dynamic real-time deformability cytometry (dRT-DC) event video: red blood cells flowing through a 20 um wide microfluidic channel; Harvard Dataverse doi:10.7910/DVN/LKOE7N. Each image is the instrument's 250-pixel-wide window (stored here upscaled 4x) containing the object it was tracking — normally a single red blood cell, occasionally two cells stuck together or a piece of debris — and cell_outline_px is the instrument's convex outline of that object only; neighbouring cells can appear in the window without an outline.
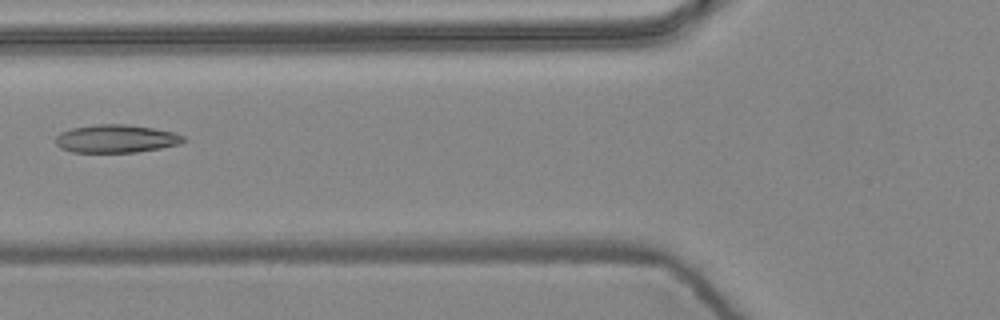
{"species": "common noctule bat (a hibernating species)", "species_latin": "Nyctalus noctula", "temperature_condition": "warm", "stored_images_in_passage": 4, "camera_frame_rate_fps": 3000, "um_per_image_px": 0.085, "animal": {"sex": "female", "body_mass_g": 24.6, "forearm_length_mm": 56.2}, "frame": {"image": 1, "passage_image": 4, "time_ms": 1.0, "image_size_px": [1000, 320], "cell_outline_px": [[188, 140], [180, 144], [160, 148], [136, 152], [72, 152], [60, 148], [56, 144], [56, 136], [60, 132], [72, 128], [96, 124], [124, 124], [152, 128], [176, 132], [184, 136]], "centroid_in_image_um": [9.89, 11.79], "position_along_channel_um": 115.9, "area_um2": 20.98}}